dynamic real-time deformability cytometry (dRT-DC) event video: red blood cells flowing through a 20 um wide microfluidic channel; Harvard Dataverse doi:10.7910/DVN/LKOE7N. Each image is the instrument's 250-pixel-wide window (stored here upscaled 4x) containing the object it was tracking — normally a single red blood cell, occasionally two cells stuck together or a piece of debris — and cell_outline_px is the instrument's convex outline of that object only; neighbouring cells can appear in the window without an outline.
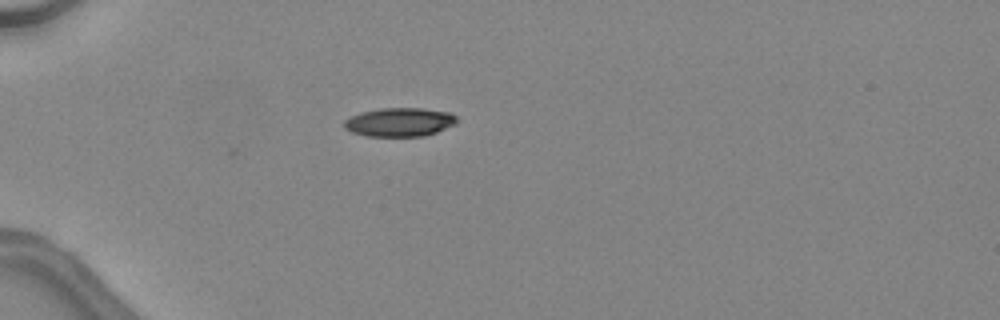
{"species": "common noctule bat (a hibernating species)", "species_latin": "Nyctalus noctula", "temperature_condition": "warm", "stored_images_in_passage": 35, "camera_frame_rate_fps": 3000, "um_per_image_px": 0.085, "animal": {"sex": "female", "body_mass_g": 24.6, "forearm_length_mm": 56.2}, "frame": {"image": 1, "passage_image": 3, "time_ms": 0.667, "image_size_px": [1000, 320], "cell_outline_px": [[456, 120], [452, 124], [436, 132], [424, 136], [364, 136], [352, 132], [344, 128], [344, 120], [360, 112], [380, 108], [424, 108], [452, 112], [456, 116]], "centroid_in_image_um": [33.93, 10.37], "position_along_channel_um": 51.1, "area_um2": 18.84}}
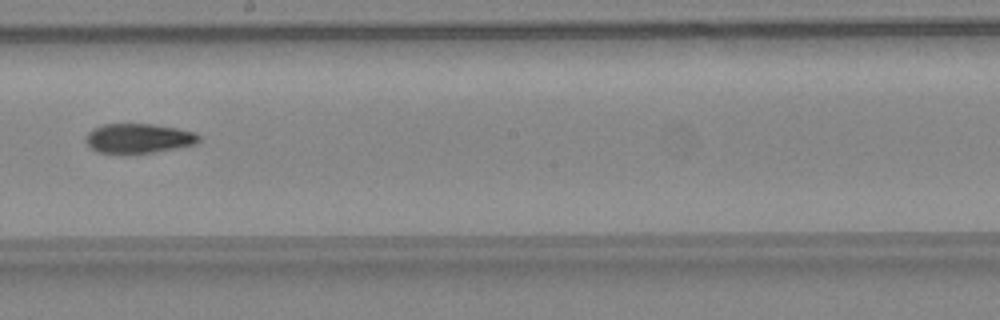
{"frame": {"image": 2, "passage_image": 17, "time_ms": 5.333, "image_size_px": [1000, 320], "cell_outline_px": [[200, 140], [196, 144], [152, 152], [96, 152], [88, 148], [84, 140], [88, 132], [92, 128], [104, 124], [152, 124], [176, 128], [196, 132], [200, 136]], "centroid_in_image_um": [11.74, 11.74], "position_along_channel_um": 236.5, "area_um2": 19.36}}
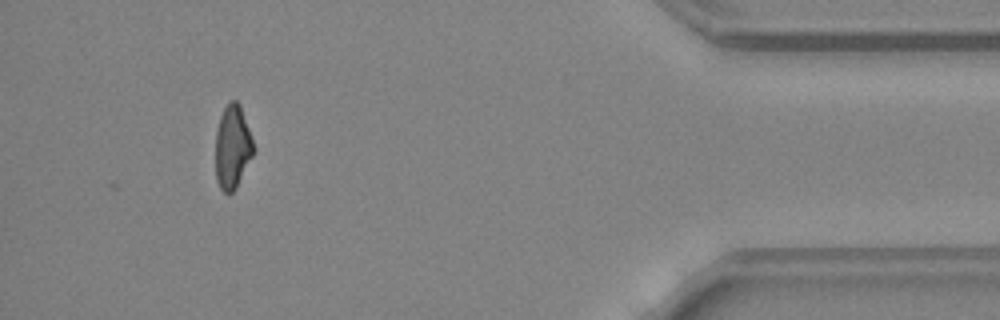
{"frame": {"image": 3, "passage_image": 32, "time_ms": 10.333, "image_size_px": [1000, 320], "cell_outline_px": [[252, 156], [236, 188], [232, 192], [224, 192], [220, 188], [216, 180], [216, 128], [220, 116], [228, 100], [236, 100], [240, 104], [252, 140]], "centroid_in_image_um": [19.73, 12.47], "position_along_channel_um": 415.5, "area_um2": 18.21}, "authors_computed_cell_mechanics": {"area_um2": 19.5364, "velocity_mm_per_s": 4.5789, "shape_relaxation_time_tau1_ms": 10.7942, "shape_relaxation_time_tau2_ms": 5.4001, "deformation_change_tau1": 0.2814, "deformation_change_tau2": 0.1461}}